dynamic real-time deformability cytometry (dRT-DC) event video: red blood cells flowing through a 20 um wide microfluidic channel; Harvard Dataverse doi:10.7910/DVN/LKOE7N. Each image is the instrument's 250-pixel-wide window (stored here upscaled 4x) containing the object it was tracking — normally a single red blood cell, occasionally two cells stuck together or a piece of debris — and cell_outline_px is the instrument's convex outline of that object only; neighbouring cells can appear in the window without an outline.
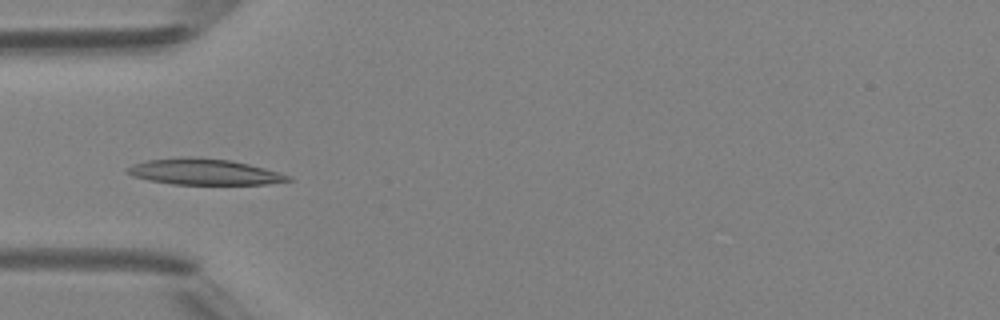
{"species": "Egyptian fruit bat (a non-hibernating species)", "species_latin": "Rousettus aegyptiacus", "temperature_condition": "room temperature", "stored_images_in_passage": 5, "camera_frame_rate_fps": 3000, "um_per_image_px": 0.085, "animal": {"sex": "female"}, "frame": {"image": 1, "passage_image": 4, "time_ms": 4.333, "image_size_px": [1000, 320], "cell_outline_px": [[292, 180], [268, 184], [172, 184], [148, 180], [132, 176], [124, 172], [124, 168], [132, 164], [148, 160], [180, 156], [188, 156], [232, 160], [264, 168], [292, 176]], "centroid_in_image_um": [17.29, 14.59], "position_along_channel_um": 67.7, "area_um2": 24.57}}
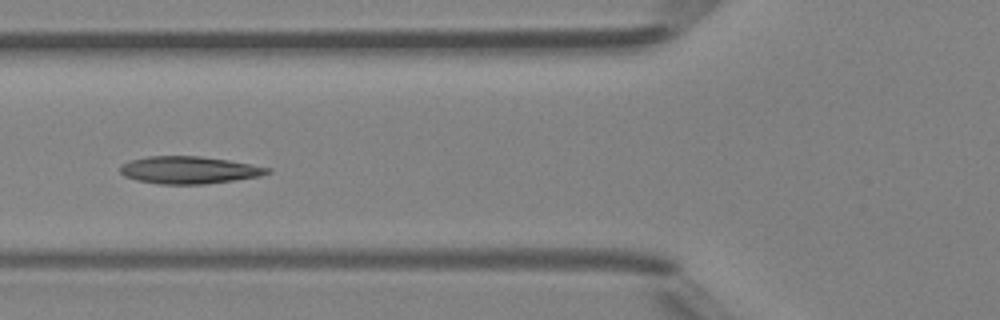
{"frame": {"image": 2, "passage_image": 5, "time_ms": 5.333, "image_size_px": [1000, 320], "cell_outline_px": [[272, 172], [260, 176], [204, 184], [160, 184], [136, 180], [124, 176], [120, 172], [120, 168], [124, 164], [132, 160], [148, 156], [200, 156], [228, 160], [252, 164], [272, 168]], "centroid_in_image_um": [16.1, 14.45], "position_along_channel_um": 109.7, "area_um2": 23.35}}